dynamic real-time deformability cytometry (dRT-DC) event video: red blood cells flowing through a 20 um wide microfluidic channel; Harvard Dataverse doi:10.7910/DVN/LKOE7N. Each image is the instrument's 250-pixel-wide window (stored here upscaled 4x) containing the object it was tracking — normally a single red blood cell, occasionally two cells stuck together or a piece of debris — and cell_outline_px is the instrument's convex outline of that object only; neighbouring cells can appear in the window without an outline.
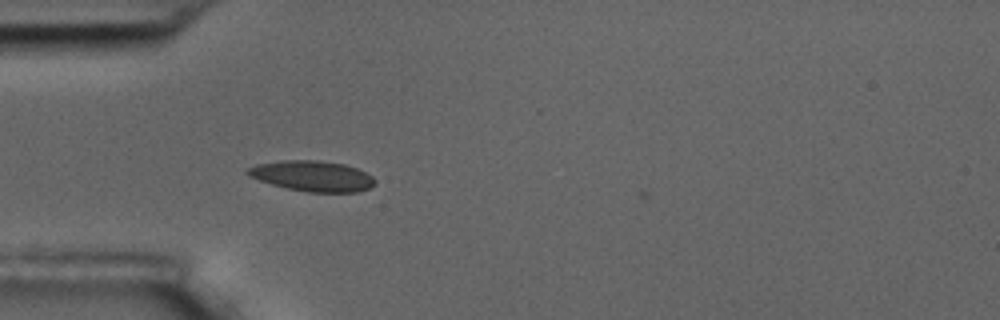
{"species": "common noctule bat (a hibernating species)", "species_latin": "Nyctalus noctula", "temperature_condition": "room temperature", "stored_images_in_passage": 42, "camera_frame_rate_fps": 3000, "um_per_image_px": 0.085, "animal": {"sex": "male", "body_mass_g": 17.5, "forearm_length_mm": 52.3}, "frame": {"image": 1, "passage_image": 3, "time_ms": 0.667, "image_size_px": [1000, 320], "cell_outline_px": [[376, 184], [368, 188], [356, 192], [308, 192], [288, 188], [272, 184], [248, 176], [244, 172], [248, 168], [256, 164], [280, 160], [316, 160], [344, 164], [356, 168], [372, 176], [376, 180]], "centroid_in_image_um": [26.53, 14.95], "position_along_channel_um": 58.5, "area_um2": 22.6}}
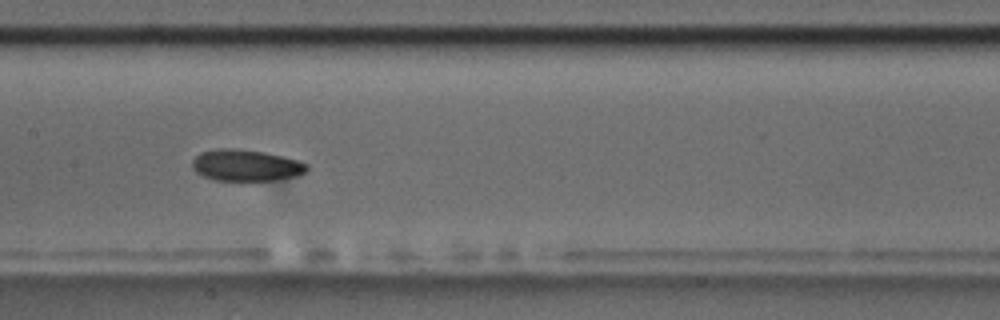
{"frame": {"image": 2, "passage_image": 14, "time_ms": 4.333, "image_size_px": [1000, 320], "cell_outline_px": [[308, 168], [304, 172], [296, 176], [272, 180], [216, 180], [204, 176], [196, 172], [192, 168], [192, 160], [200, 152], [220, 148], [232, 148], [264, 152], [296, 160], [308, 164]], "centroid_in_image_um": [20.87, 14.05], "position_along_channel_um": 186.5, "area_um2": 20.75}}
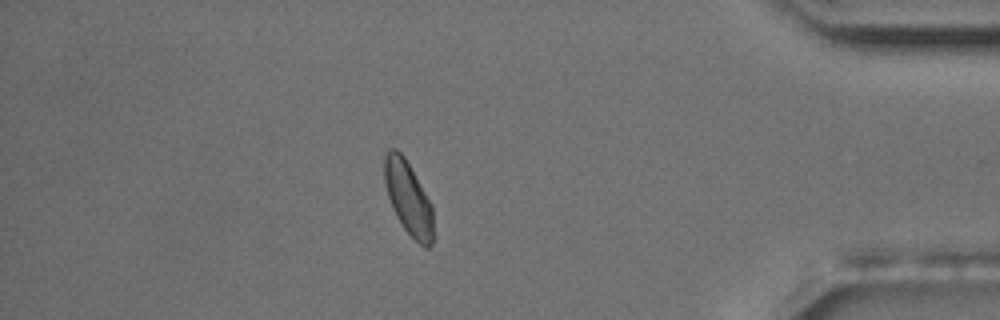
{"frame": {"image": 3, "passage_image": 35, "time_ms": 11.333, "image_size_px": [1000, 320], "cell_outline_px": [[432, 244], [428, 248], [424, 248], [404, 228], [396, 216], [392, 208], [388, 196], [384, 180], [384, 152], [388, 148], [396, 148], [404, 156], [432, 204]], "centroid_in_image_um": [34.68, 16.79], "position_along_channel_um": 400.5, "area_um2": 20.81}, "authors_computed_cell_mechanics": {"area_um2": 20.8947, "velocity_mm_per_s": 3.6043, "shape_relaxation_time_tau1_ms": 8.3975, "shape_relaxation_time_tau2_ms": 5.2978, "deformation_change_tau1": 0.1687, "deformation_change_tau2": 0.0928}}